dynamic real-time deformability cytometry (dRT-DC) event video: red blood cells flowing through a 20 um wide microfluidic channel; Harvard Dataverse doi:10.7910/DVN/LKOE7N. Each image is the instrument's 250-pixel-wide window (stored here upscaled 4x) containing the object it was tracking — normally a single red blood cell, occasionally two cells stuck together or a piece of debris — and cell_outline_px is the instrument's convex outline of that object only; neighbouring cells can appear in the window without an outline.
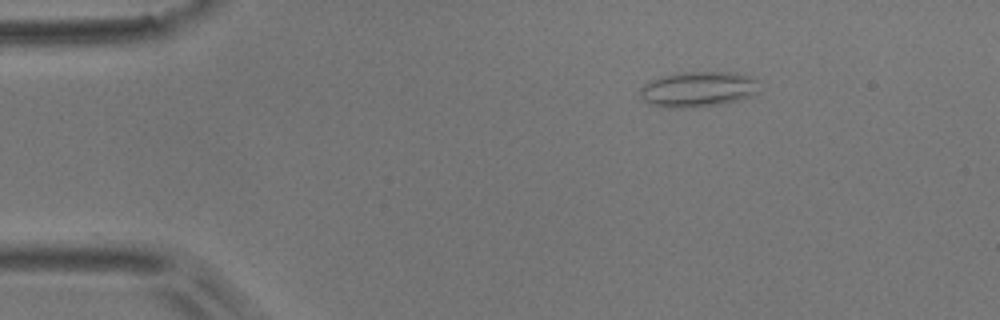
{"species": "common noctule bat (a hibernating species)", "species_latin": "Nyctalus noctula", "temperature_condition": "room temperature", "stored_images_in_passage": 3, "camera_frame_rate_fps": 3000, "um_per_image_px": 0.085, "animal": {"sex": "male", "body_mass_g": 17.9}, "frame": {"image": 1, "passage_image": 1, "time_ms": 0.0, "image_size_px": [1000, 320], "cell_outline_px": [[756, 92], [752, 96], [724, 104], [692, 108], [680, 108], [648, 104], [640, 96], [640, 88], [644, 84], [652, 80], [664, 76], [684, 72], [732, 72], [752, 76], [756, 80]], "centroid_in_image_um": [59.34, 7.59], "position_along_channel_um": 25.7, "area_um2": 24.51}}